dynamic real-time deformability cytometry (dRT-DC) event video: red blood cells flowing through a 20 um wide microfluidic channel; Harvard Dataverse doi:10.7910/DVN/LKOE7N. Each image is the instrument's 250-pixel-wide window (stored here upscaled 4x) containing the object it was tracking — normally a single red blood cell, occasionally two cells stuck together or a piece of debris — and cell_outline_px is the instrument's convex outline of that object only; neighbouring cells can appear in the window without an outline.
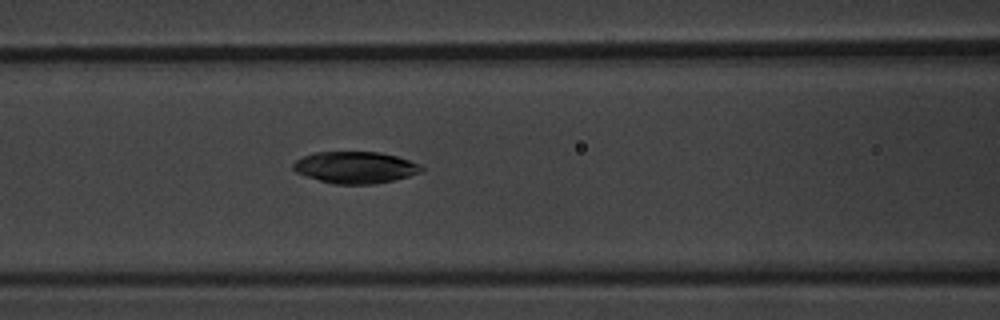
{"species": "common noctule bat (a hibernating species)", "species_latin": "Nyctalus noctula", "temperature_condition": "warm", "stored_images_in_passage": 8, "camera_frame_rate_fps": 3000, "um_per_image_px": 0.085, "animal": {"sex": "male", "body_mass_g": 20.1, "forearm_length_mm": 53.5}, "frame": {"image": 1, "passage_image": 8, "time_ms": 9.0, "image_size_px": [1000, 320], "cell_outline_px": [[424, 172], [376, 184], [336, 184], [320, 180], [296, 172], [292, 168], [292, 164], [296, 160], [304, 156], [316, 152], [380, 152], [396, 156], [420, 164], [424, 168]], "centroid_in_image_um": [30.23, 14.23], "position_along_channel_um": 136.4, "area_um2": 23.58}}